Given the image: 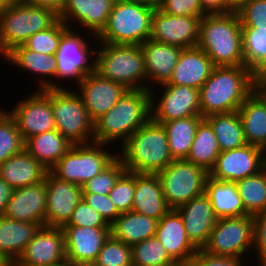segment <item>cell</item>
<instances>
[{"label":"cell","instance_id":"cell-61","mask_svg":"<svg viewBox=\"0 0 266 266\" xmlns=\"http://www.w3.org/2000/svg\"><path fill=\"white\" fill-rule=\"evenodd\" d=\"M0 266H22L17 261H2Z\"/></svg>","mask_w":266,"mask_h":266},{"label":"cell","instance_id":"cell-6","mask_svg":"<svg viewBox=\"0 0 266 266\" xmlns=\"http://www.w3.org/2000/svg\"><path fill=\"white\" fill-rule=\"evenodd\" d=\"M154 8L128 0H116L105 28L94 37L99 43L141 45L151 34Z\"/></svg>","mask_w":266,"mask_h":266},{"label":"cell","instance_id":"cell-1","mask_svg":"<svg viewBox=\"0 0 266 266\" xmlns=\"http://www.w3.org/2000/svg\"><path fill=\"white\" fill-rule=\"evenodd\" d=\"M256 80L244 65L215 66L200 88L201 116L238 111L255 90Z\"/></svg>","mask_w":266,"mask_h":266},{"label":"cell","instance_id":"cell-50","mask_svg":"<svg viewBox=\"0 0 266 266\" xmlns=\"http://www.w3.org/2000/svg\"><path fill=\"white\" fill-rule=\"evenodd\" d=\"M254 219V235L253 248L259 266H266V210L253 215Z\"/></svg>","mask_w":266,"mask_h":266},{"label":"cell","instance_id":"cell-42","mask_svg":"<svg viewBox=\"0 0 266 266\" xmlns=\"http://www.w3.org/2000/svg\"><path fill=\"white\" fill-rule=\"evenodd\" d=\"M68 26L58 19L51 27L30 36L22 45L34 52L55 55L63 32Z\"/></svg>","mask_w":266,"mask_h":266},{"label":"cell","instance_id":"cell-4","mask_svg":"<svg viewBox=\"0 0 266 266\" xmlns=\"http://www.w3.org/2000/svg\"><path fill=\"white\" fill-rule=\"evenodd\" d=\"M121 146L122 154L117 156L127 172L157 174L174 160L165 127L151 118Z\"/></svg>","mask_w":266,"mask_h":266},{"label":"cell","instance_id":"cell-44","mask_svg":"<svg viewBox=\"0 0 266 266\" xmlns=\"http://www.w3.org/2000/svg\"><path fill=\"white\" fill-rule=\"evenodd\" d=\"M126 171L119 156L103 171L82 186V193L109 195L119 177Z\"/></svg>","mask_w":266,"mask_h":266},{"label":"cell","instance_id":"cell-23","mask_svg":"<svg viewBox=\"0 0 266 266\" xmlns=\"http://www.w3.org/2000/svg\"><path fill=\"white\" fill-rule=\"evenodd\" d=\"M176 210L183 219L189 239L198 249H202L218 220L208 196L203 193L177 207Z\"/></svg>","mask_w":266,"mask_h":266},{"label":"cell","instance_id":"cell-13","mask_svg":"<svg viewBox=\"0 0 266 266\" xmlns=\"http://www.w3.org/2000/svg\"><path fill=\"white\" fill-rule=\"evenodd\" d=\"M37 90L8 111L16 121L24 142L32 136L56 129L51 107V88Z\"/></svg>","mask_w":266,"mask_h":266},{"label":"cell","instance_id":"cell-15","mask_svg":"<svg viewBox=\"0 0 266 266\" xmlns=\"http://www.w3.org/2000/svg\"><path fill=\"white\" fill-rule=\"evenodd\" d=\"M266 167V152L256 146L242 147L220 152L209 176L218 181L236 182L253 176Z\"/></svg>","mask_w":266,"mask_h":266},{"label":"cell","instance_id":"cell-29","mask_svg":"<svg viewBox=\"0 0 266 266\" xmlns=\"http://www.w3.org/2000/svg\"><path fill=\"white\" fill-rule=\"evenodd\" d=\"M13 66L20 67L30 73L37 74L39 78L40 89L45 88H63L56 84L50 77L56 78L57 60L55 55L43 54L26 49L23 45L12 48L4 56ZM42 79H40L41 77ZM46 78H49L48 80Z\"/></svg>","mask_w":266,"mask_h":266},{"label":"cell","instance_id":"cell-5","mask_svg":"<svg viewBox=\"0 0 266 266\" xmlns=\"http://www.w3.org/2000/svg\"><path fill=\"white\" fill-rule=\"evenodd\" d=\"M97 43L101 48L95 51L96 73L128 90H147L145 56L140 45Z\"/></svg>","mask_w":266,"mask_h":266},{"label":"cell","instance_id":"cell-7","mask_svg":"<svg viewBox=\"0 0 266 266\" xmlns=\"http://www.w3.org/2000/svg\"><path fill=\"white\" fill-rule=\"evenodd\" d=\"M59 16L52 10L24 1L11 4L0 13V56L22 45L30 36L51 27Z\"/></svg>","mask_w":266,"mask_h":266},{"label":"cell","instance_id":"cell-52","mask_svg":"<svg viewBox=\"0 0 266 266\" xmlns=\"http://www.w3.org/2000/svg\"><path fill=\"white\" fill-rule=\"evenodd\" d=\"M202 10L206 14L226 13L233 11L227 0H199Z\"/></svg>","mask_w":266,"mask_h":266},{"label":"cell","instance_id":"cell-37","mask_svg":"<svg viewBox=\"0 0 266 266\" xmlns=\"http://www.w3.org/2000/svg\"><path fill=\"white\" fill-rule=\"evenodd\" d=\"M205 119L214 130L221 152L247 144L244 127L237 111L213 114Z\"/></svg>","mask_w":266,"mask_h":266},{"label":"cell","instance_id":"cell-8","mask_svg":"<svg viewBox=\"0 0 266 266\" xmlns=\"http://www.w3.org/2000/svg\"><path fill=\"white\" fill-rule=\"evenodd\" d=\"M107 145L97 142L73 144L49 171L60 180L82 187L118 157L105 149Z\"/></svg>","mask_w":266,"mask_h":266},{"label":"cell","instance_id":"cell-58","mask_svg":"<svg viewBox=\"0 0 266 266\" xmlns=\"http://www.w3.org/2000/svg\"><path fill=\"white\" fill-rule=\"evenodd\" d=\"M249 0H227V4L233 9H238L244 2Z\"/></svg>","mask_w":266,"mask_h":266},{"label":"cell","instance_id":"cell-39","mask_svg":"<svg viewBox=\"0 0 266 266\" xmlns=\"http://www.w3.org/2000/svg\"><path fill=\"white\" fill-rule=\"evenodd\" d=\"M235 184L249 215L266 210V167L253 176L236 181Z\"/></svg>","mask_w":266,"mask_h":266},{"label":"cell","instance_id":"cell-59","mask_svg":"<svg viewBox=\"0 0 266 266\" xmlns=\"http://www.w3.org/2000/svg\"><path fill=\"white\" fill-rule=\"evenodd\" d=\"M20 0H0V13L7 9L11 4Z\"/></svg>","mask_w":266,"mask_h":266},{"label":"cell","instance_id":"cell-10","mask_svg":"<svg viewBox=\"0 0 266 266\" xmlns=\"http://www.w3.org/2000/svg\"><path fill=\"white\" fill-rule=\"evenodd\" d=\"M157 176L168 206L176 209L205 193L209 173L186 159H174Z\"/></svg>","mask_w":266,"mask_h":266},{"label":"cell","instance_id":"cell-60","mask_svg":"<svg viewBox=\"0 0 266 266\" xmlns=\"http://www.w3.org/2000/svg\"><path fill=\"white\" fill-rule=\"evenodd\" d=\"M49 266H82V265H78L76 263L70 262L67 259H65L64 261H62L58 264L49 265Z\"/></svg>","mask_w":266,"mask_h":266},{"label":"cell","instance_id":"cell-32","mask_svg":"<svg viewBox=\"0 0 266 266\" xmlns=\"http://www.w3.org/2000/svg\"><path fill=\"white\" fill-rule=\"evenodd\" d=\"M205 194L218 219L249 215L245 211L235 182L218 181L208 176L205 182Z\"/></svg>","mask_w":266,"mask_h":266},{"label":"cell","instance_id":"cell-33","mask_svg":"<svg viewBox=\"0 0 266 266\" xmlns=\"http://www.w3.org/2000/svg\"><path fill=\"white\" fill-rule=\"evenodd\" d=\"M158 220L137 213L123 212L110 225V235L127 245H134L156 234Z\"/></svg>","mask_w":266,"mask_h":266},{"label":"cell","instance_id":"cell-25","mask_svg":"<svg viewBox=\"0 0 266 266\" xmlns=\"http://www.w3.org/2000/svg\"><path fill=\"white\" fill-rule=\"evenodd\" d=\"M214 67L212 60L199 47L184 48L171 78L164 84L186 85L200 90Z\"/></svg>","mask_w":266,"mask_h":266},{"label":"cell","instance_id":"cell-43","mask_svg":"<svg viewBox=\"0 0 266 266\" xmlns=\"http://www.w3.org/2000/svg\"><path fill=\"white\" fill-rule=\"evenodd\" d=\"M92 266H132L131 246L110 235Z\"/></svg>","mask_w":266,"mask_h":266},{"label":"cell","instance_id":"cell-22","mask_svg":"<svg viewBox=\"0 0 266 266\" xmlns=\"http://www.w3.org/2000/svg\"><path fill=\"white\" fill-rule=\"evenodd\" d=\"M116 0H65L59 19L68 27L74 21L97 37L105 28ZM78 23H76V22ZM86 28V29H85Z\"/></svg>","mask_w":266,"mask_h":266},{"label":"cell","instance_id":"cell-40","mask_svg":"<svg viewBox=\"0 0 266 266\" xmlns=\"http://www.w3.org/2000/svg\"><path fill=\"white\" fill-rule=\"evenodd\" d=\"M132 266H166L174 262L154 236L131 246Z\"/></svg>","mask_w":266,"mask_h":266},{"label":"cell","instance_id":"cell-28","mask_svg":"<svg viewBox=\"0 0 266 266\" xmlns=\"http://www.w3.org/2000/svg\"><path fill=\"white\" fill-rule=\"evenodd\" d=\"M48 172L25 149L0 164V177L14 190L45 181Z\"/></svg>","mask_w":266,"mask_h":266},{"label":"cell","instance_id":"cell-34","mask_svg":"<svg viewBox=\"0 0 266 266\" xmlns=\"http://www.w3.org/2000/svg\"><path fill=\"white\" fill-rule=\"evenodd\" d=\"M73 146L57 129L28 138L24 149L50 170Z\"/></svg>","mask_w":266,"mask_h":266},{"label":"cell","instance_id":"cell-14","mask_svg":"<svg viewBox=\"0 0 266 266\" xmlns=\"http://www.w3.org/2000/svg\"><path fill=\"white\" fill-rule=\"evenodd\" d=\"M160 86L165 89L160 100L156 99V94L153 93L156 91L153 90L154 87L149 90L153 121L162 124L173 119L201 115L200 90L186 85L162 84Z\"/></svg>","mask_w":266,"mask_h":266},{"label":"cell","instance_id":"cell-31","mask_svg":"<svg viewBox=\"0 0 266 266\" xmlns=\"http://www.w3.org/2000/svg\"><path fill=\"white\" fill-rule=\"evenodd\" d=\"M247 144L266 151V100L254 90L238 109Z\"/></svg>","mask_w":266,"mask_h":266},{"label":"cell","instance_id":"cell-26","mask_svg":"<svg viewBox=\"0 0 266 266\" xmlns=\"http://www.w3.org/2000/svg\"><path fill=\"white\" fill-rule=\"evenodd\" d=\"M140 46L145 56L147 90L152 88L149 86V81L153 82V85L167 83L172 76L174 67L179 61L183 48L155 42L151 39H148Z\"/></svg>","mask_w":266,"mask_h":266},{"label":"cell","instance_id":"cell-45","mask_svg":"<svg viewBox=\"0 0 266 266\" xmlns=\"http://www.w3.org/2000/svg\"><path fill=\"white\" fill-rule=\"evenodd\" d=\"M135 193V172L125 171L109 193L110 200L120 213L132 210Z\"/></svg>","mask_w":266,"mask_h":266},{"label":"cell","instance_id":"cell-41","mask_svg":"<svg viewBox=\"0 0 266 266\" xmlns=\"http://www.w3.org/2000/svg\"><path fill=\"white\" fill-rule=\"evenodd\" d=\"M24 143L14 118L0 108V164L21 152Z\"/></svg>","mask_w":266,"mask_h":266},{"label":"cell","instance_id":"cell-55","mask_svg":"<svg viewBox=\"0 0 266 266\" xmlns=\"http://www.w3.org/2000/svg\"><path fill=\"white\" fill-rule=\"evenodd\" d=\"M255 90L266 100V77L257 78Z\"/></svg>","mask_w":266,"mask_h":266},{"label":"cell","instance_id":"cell-36","mask_svg":"<svg viewBox=\"0 0 266 266\" xmlns=\"http://www.w3.org/2000/svg\"><path fill=\"white\" fill-rule=\"evenodd\" d=\"M221 150L210 123L204 118L197 127L194 141L186 160L204 168L208 173L213 168Z\"/></svg>","mask_w":266,"mask_h":266},{"label":"cell","instance_id":"cell-49","mask_svg":"<svg viewBox=\"0 0 266 266\" xmlns=\"http://www.w3.org/2000/svg\"><path fill=\"white\" fill-rule=\"evenodd\" d=\"M82 199L98 211L109 225H111L121 214L110 200L109 195L82 193Z\"/></svg>","mask_w":266,"mask_h":266},{"label":"cell","instance_id":"cell-47","mask_svg":"<svg viewBox=\"0 0 266 266\" xmlns=\"http://www.w3.org/2000/svg\"><path fill=\"white\" fill-rule=\"evenodd\" d=\"M66 225L80 227H110L105 219L83 199L78 203Z\"/></svg>","mask_w":266,"mask_h":266},{"label":"cell","instance_id":"cell-21","mask_svg":"<svg viewBox=\"0 0 266 266\" xmlns=\"http://www.w3.org/2000/svg\"><path fill=\"white\" fill-rule=\"evenodd\" d=\"M46 181L13 190L3 216L45 226Z\"/></svg>","mask_w":266,"mask_h":266},{"label":"cell","instance_id":"cell-24","mask_svg":"<svg viewBox=\"0 0 266 266\" xmlns=\"http://www.w3.org/2000/svg\"><path fill=\"white\" fill-rule=\"evenodd\" d=\"M155 237L174 261H187L199 250L189 239L176 209H170L157 223Z\"/></svg>","mask_w":266,"mask_h":266},{"label":"cell","instance_id":"cell-16","mask_svg":"<svg viewBox=\"0 0 266 266\" xmlns=\"http://www.w3.org/2000/svg\"><path fill=\"white\" fill-rule=\"evenodd\" d=\"M200 20L201 17L168 15L160 9H154L150 39L183 49L196 47Z\"/></svg>","mask_w":266,"mask_h":266},{"label":"cell","instance_id":"cell-3","mask_svg":"<svg viewBox=\"0 0 266 266\" xmlns=\"http://www.w3.org/2000/svg\"><path fill=\"white\" fill-rule=\"evenodd\" d=\"M150 102L149 90H127L108 112L94 122V142L109 146L120 139L123 144L151 118Z\"/></svg>","mask_w":266,"mask_h":266},{"label":"cell","instance_id":"cell-17","mask_svg":"<svg viewBox=\"0 0 266 266\" xmlns=\"http://www.w3.org/2000/svg\"><path fill=\"white\" fill-rule=\"evenodd\" d=\"M45 181L47 189L45 226L63 227L82 199V187L60 180L50 171Z\"/></svg>","mask_w":266,"mask_h":266},{"label":"cell","instance_id":"cell-54","mask_svg":"<svg viewBox=\"0 0 266 266\" xmlns=\"http://www.w3.org/2000/svg\"><path fill=\"white\" fill-rule=\"evenodd\" d=\"M13 188L0 177V216L4 214L7 203L12 196Z\"/></svg>","mask_w":266,"mask_h":266},{"label":"cell","instance_id":"cell-27","mask_svg":"<svg viewBox=\"0 0 266 266\" xmlns=\"http://www.w3.org/2000/svg\"><path fill=\"white\" fill-rule=\"evenodd\" d=\"M170 209L157 174L135 173L132 211L159 221Z\"/></svg>","mask_w":266,"mask_h":266},{"label":"cell","instance_id":"cell-30","mask_svg":"<svg viewBox=\"0 0 266 266\" xmlns=\"http://www.w3.org/2000/svg\"><path fill=\"white\" fill-rule=\"evenodd\" d=\"M41 226L0 216V259L17 261Z\"/></svg>","mask_w":266,"mask_h":266},{"label":"cell","instance_id":"cell-51","mask_svg":"<svg viewBox=\"0 0 266 266\" xmlns=\"http://www.w3.org/2000/svg\"><path fill=\"white\" fill-rule=\"evenodd\" d=\"M192 259L196 266H243L242 258L216 256L209 254L202 249H199Z\"/></svg>","mask_w":266,"mask_h":266},{"label":"cell","instance_id":"cell-18","mask_svg":"<svg viewBox=\"0 0 266 266\" xmlns=\"http://www.w3.org/2000/svg\"><path fill=\"white\" fill-rule=\"evenodd\" d=\"M66 259L82 266H92L105 240L110 236V227H80L65 225Z\"/></svg>","mask_w":266,"mask_h":266},{"label":"cell","instance_id":"cell-19","mask_svg":"<svg viewBox=\"0 0 266 266\" xmlns=\"http://www.w3.org/2000/svg\"><path fill=\"white\" fill-rule=\"evenodd\" d=\"M65 259V236L62 227L42 226L17 262L22 266H49Z\"/></svg>","mask_w":266,"mask_h":266},{"label":"cell","instance_id":"cell-56","mask_svg":"<svg viewBox=\"0 0 266 266\" xmlns=\"http://www.w3.org/2000/svg\"><path fill=\"white\" fill-rule=\"evenodd\" d=\"M135 3H140L149 7H152L154 9H159L162 0H128Z\"/></svg>","mask_w":266,"mask_h":266},{"label":"cell","instance_id":"cell-12","mask_svg":"<svg viewBox=\"0 0 266 266\" xmlns=\"http://www.w3.org/2000/svg\"><path fill=\"white\" fill-rule=\"evenodd\" d=\"M68 27L59 42L55 54L57 60L56 78L75 79L79 84L82 79L95 71V51L90 49V43L77 33L76 29ZM89 44V45H88ZM94 56V57H93ZM91 63L88 62L91 59Z\"/></svg>","mask_w":266,"mask_h":266},{"label":"cell","instance_id":"cell-11","mask_svg":"<svg viewBox=\"0 0 266 266\" xmlns=\"http://www.w3.org/2000/svg\"><path fill=\"white\" fill-rule=\"evenodd\" d=\"M253 235V215L220 218L202 250L216 256L242 258L253 250Z\"/></svg>","mask_w":266,"mask_h":266},{"label":"cell","instance_id":"cell-53","mask_svg":"<svg viewBox=\"0 0 266 266\" xmlns=\"http://www.w3.org/2000/svg\"><path fill=\"white\" fill-rule=\"evenodd\" d=\"M31 5L40 6L42 8H46L52 10L58 16H60L63 11L65 0H20Z\"/></svg>","mask_w":266,"mask_h":266},{"label":"cell","instance_id":"cell-57","mask_svg":"<svg viewBox=\"0 0 266 266\" xmlns=\"http://www.w3.org/2000/svg\"><path fill=\"white\" fill-rule=\"evenodd\" d=\"M166 266H196L193 259L187 261H174L173 263Z\"/></svg>","mask_w":266,"mask_h":266},{"label":"cell","instance_id":"cell-9","mask_svg":"<svg viewBox=\"0 0 266 266\" xmlns=\"http://www.w3.org/2000/svg\"><path fill=\"white\" fill-rule=\"evenodd\" d=\"M66 88H51L56 129L73 144L94 142V122L78 92Z\"/></svg>","mask_w":266,"mask_h":266},{"label":"cell","instance_id":"cell-48","mask_svg":"<svg viewBox=\"0 0 266 266\" xmlns=\"http://www.w3.org/2000/svg\"><path fill=\"white\" fill-rule=\"evenodd\" d=\"M159 9L168 15L203 17L199 0H162Z\"/></svg>","mask_w":266,"mask_h":266},{"label":"cell","instance_id":"cell-38","mask_svg":"<svg viewBox=\"0 0 266 266\" xmlns=\"http://www.w3.org/2000/svg\"><path fill=\"white\" fill-rule=\"evenodd\" d=\"M244 66L257 78L266 77V30L241 27Z\"/></svg>","mask_w":266,"mask_h":266},{"label":"cell","instance_id":"cell-46","mask_svg":"<svg viewBox=\"0 0 266 266\" xmlns=\"http://www.w3.org/2000/svg\"><path fill=\"white\" fill-rule=\"evenodd\" d=\"M236 12L241 27H257L266 30V0H249L244 2Z\"/></svg>","mask_w":266,"mask_h":266},{"label":"cell","instance_id":"cell-35","mask_svg":"<svg viewBox=\"0 0 266 266\" xmlns=\"http://www.w3.org/2000/svg\"><path fill=\"white\" fill-rule=\"evenodd\" d=\"M203 119L201 115H196L162 123L168 135L169 151L173 159L187 158L198 124Z\"/></svg>","mask_w":266,"mask_h":266},{"label":"cell","instance_id":"cell-20","mask_svg":"<svg viewBox=\"0 0 266 266\" xmlns=\"http://www.w3.org/2000/svg\"><path fill=\"white\" fill-rule=\"evenodd\" d=\"M78 88V94L93 122L108 112L128 90L122 84L103 78L95 71L86 75Z\"/></svg>","mask_w":266,"mask_h":266},{"label":"cell","instance_id":"cell-2","mask_svg":"<svg viewBox=\"0 0 266 266\" xmlns=\"http://www.w3.org/2000/svg\"><path fill=\"white\" fill-rule=\"evenodd\" d=\"M197 47L215 66L244 65L241 21L236 10L204 15L200 20Z\"/></svg>","mask_w":266,"mask_h":266}]
</instances>
